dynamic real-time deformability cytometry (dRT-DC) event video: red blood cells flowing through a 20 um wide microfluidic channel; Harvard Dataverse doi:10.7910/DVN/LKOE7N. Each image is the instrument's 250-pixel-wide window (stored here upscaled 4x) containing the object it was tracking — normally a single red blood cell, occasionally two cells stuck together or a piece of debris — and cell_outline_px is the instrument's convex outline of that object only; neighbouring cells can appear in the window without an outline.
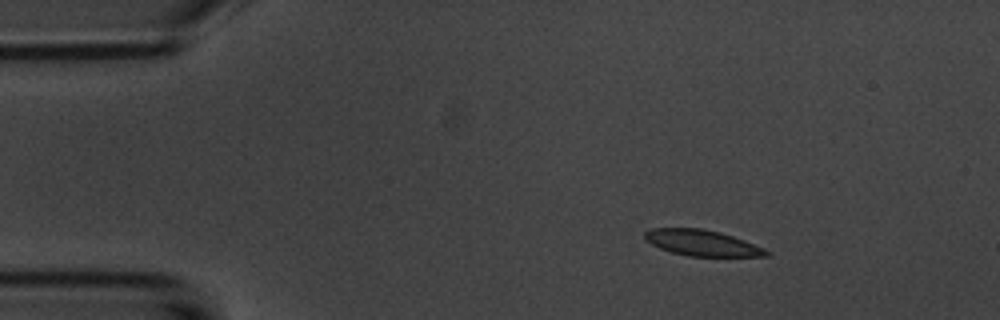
{"species": "common noctule bat (a hibernating species)", "species_latin": "Nyctalus noctula", "temperature_condition": "room temperature", "stored_images_in_passage": 47, "camera_frame_rate_fps": 3000, "um_per_image_px": 0.085, "animal": {"sex": "male", "body_mass_g": 20.1, "forearm_length_mm": 53.5}, "frame": {"image": 1, "passage_image": 1, "time_ms": 0.0, "image_size_px": [1000, 320], "cell_outline_px": [[772, 252], [768, 256], [688, 256], [672, 252], [660, 248], [644, 240], [644, 232], [652, 228], [700, 228], [720, 232], [744, 240], [764, 248]], "centroid_in_image_um": [59.67, 20.64], "position_along_channel_um": 25.3, "area_um2": 18.32}}
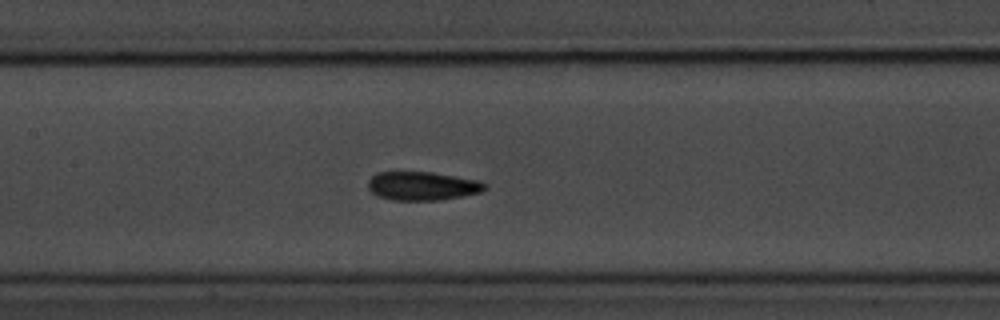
{"frame": {"image": 2, "passage_image": 18, "time_ms": 5.667, "image_size_px": [1000, 320], "cell_outline_px": [[488, 188], [480, 192], [440, 200], [392, 200], [376, 196], [368, 188], [368, 180], [376, 172], [432, 172], [480, 180], [488, 184]], "centroid_in_image_um": [35.91, 15.8], "position_along_channel_um": 171.5, "area_um2": 19.65}}
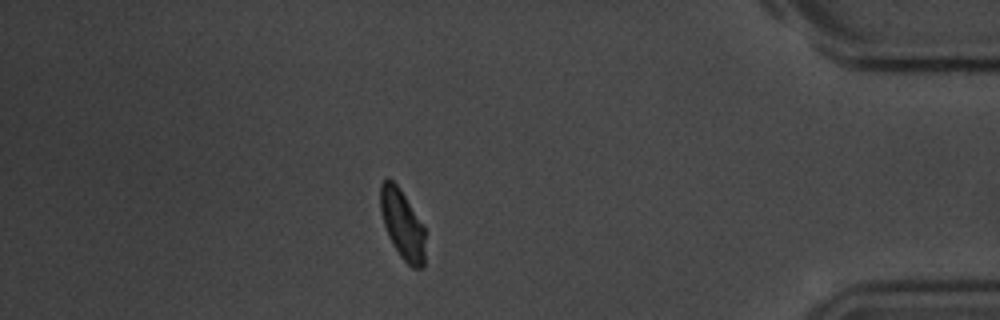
{"frame": {"image": 3, "passage_image": 40, "time_ms": 13.0, "image_size_px": [1000, 320], "cell_outline_px": [[424, 264], [420, 268], [412, 268], [400, 256], [392, 244], [388, 236], [384, 224], [380, 208], [380, 184], [388, 176], [400, 188], [424, 228]], "centroid_in_image_um": [34.17, 19.06], "position_along_channel_um": 401.0, "area_um2": 17.92}, "authors_computed_cell_mechanics": {"area_um2": 19.1318, "velocity_mm_per_s": 3.691, "shape_relaxation_time_tau1_ms": 3.916, "shape_relaxation_time_tau2_ms": 3.7431, "deformation_change_tau1": 0.131, "deformation_change_tau2": 0.0954}}